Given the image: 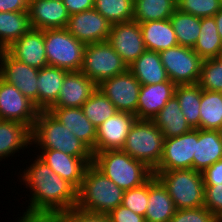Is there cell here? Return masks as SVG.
<instances>
[{
	"mask_svg": "<svg viewBox=\"0 0 222 222\" xmlns=\"http://www.w3.org/2000/svg\"><path fill=\"white\" fill-rule=\"evenodd\" d=\"M28 168L21 177L32 196L23 216L54 217L76 206L77 189L39 157Z\"/></svg>",
	"mask_w": 222,
	"mask_h": 222,
	"instance_id": "cell-1",
	"label": "cell"
},
{
	"mask_svg": "<svg viewBox=\"0 0 222 222\" xmlns=\"http://www.w3.org/2000/svg\"><path fill=\"white\" fill-rule=\"evenodd\" d=\"M124 190L107 178L92 163L85 170L77 190L76 207L89 212L108 214L122 205Z\"/></svg>",
	"mask_w": 222,
	"mask_h": 222,
	"instance_id": "cell-2",
	"label": "cell"
},
{
	"mask_svg": "<svg viewBox=\"0 0 222 222\" xmlns=\"http://www.w3.org/2000/svg\"><path fill=\"white\" fill-rule=\"evenodd\" d=\"M92 164L124 191L143 185L153 176L152 169L122 149L93 154Z\"/></svg>",
	"mask_w": 222,
	"mask_h": 222,
	"instance_id": "cell-3",
	"label": "cell"
},
{
	"mask_svg": "<svg viewBox=\"0 0 222 222\" xmlns=\"http://www.w3.org/2000/svg\"><path fill=\"white\" fill-rule=\"evenodd\" d=\"M33 142V143H32ZM31 144L75 157H93L92 150L48 110L39 111L31 129Z\"/></svg>",
	"mask_w": 222,
	"mask_h": 222,
	"instance_id": "cell-4",
	"label": "cell"
},
{
	"mask_svg": "<svg viewBox=\"0 0 222 222\" xmlns=\"http://www.w3.org/2000/svg\"><path fill=\"white\" fill-rule=\"evenodd\" d=\"M166 188L176 209L204 206L205 185L203 175L194 169L153 172Z\"/></svg>",
	"mask_w": 222,
	"mask_h": 222,
	"instance_id": "cell-5",
	"label": "cell"
},
{
	"mask_svg": "<svg viewBox=\"0 0 222 222\" xmlns=\"http://www.w3.org/2000/svg\"><path fill=\"white\" fill-rule=\"evenodd\" d=\"M164 139L152 120H136L129 130L122 150L154 170L163 155Z\"/></svg>",
	"mask_w": 222,
	"mask_h": 222,
	"instance_id": "cell-6",
	"label": "cell"
},
{
	"mask_svg": "<svg viewBox=\"0 0 222 222\" xmlns=\"http://www.w3.org/2000/svg\"><path fill=\"white\" fill-rule=\"evenodd\" d=\"M48 66L67 71H80L86 44L78 41L65 28L44 30Z\"/></svg>",
	"mask_w": 222,
	"mask_h": 222,
	"instance_id": "cell-7",
	"label": "cell"
},
{
	"mask_svg": "<svg viewBox=\"0 0 222 222\" xmlns=\"http://www.w3.org/2000/svg\"><path fill=\"white\" fill-rule=\"evenodd\" d=\"M127 70L128 66L108 41L86 44L80 71L96 85Z\"/></svg>",
	"mask_w": 222,
	"mask_h": 222,
	"instance_id": "cell-8",
	"label": "cell"
},
{
	"mask_svg": "<svg viewBox=\"0 0 222 222\" xmlns=\"http://www.w3.org/2000/svg\"><path fill=\"white\" fill-rule=\"evenodd\" d=\"M159 54L168 78L174 84L198 83L203 59L192 48L177 45Z\"/></svg>",
	"mask_w": 222,
	"mask_h": 222,
	"instance_id": "cell-9",
	"label": "cell"
},
{
	"mask_svg": "<svg viewBox=\"0 0 222 222\" xmlns=\"http://www.w3.org/2000/svg\"><path fill=\"white\" fill-rule=\"evenodd\" d=\"M97 88L113 103L117 111L128 112L137 117L141 84L129 69L102 81Z\"/></svg>",
	"mask_w": 222,
	"mask_h": 222,
	"instance_id": "cell-10",
	"label": "cell"
},
{
	"mask_svg": "<svg viewBox=\"0 0 222 222\" xmlns=\"http://www.w3.org/2000/svg\"><path fill=\"white\" fill-rule=\"evenodd\" d=\"M39 69L13 58L6 50H0V78L15 86L38 108Z\"/></svg>",
	"mask_w": 222,
	"mask_h": 222,
	"instance_id": "cell-11",
	"label": "cell"
},
{
	"mask_svg": "<svg viewBox=\"0 0 222 222\" xmlns=\"http://www.w3.org/2000/svg\"><path fill=\"white\" fill-rule=\"evenodd\" d=\"M198 129L180 136L164 139L163 155L153 172L193 169Z\"/></svg>",
	"mask_w": 222,
	"mask_h": 222,
	"instance_id": "cell-12",
	"label": "cell"
},
{
	"mask_svg": "<svg viewBox=\"0 0 222 222\" xmlns=\"http://www.w3.org/2000/svg\"><path fill=\"white\" fill-rule=\"evenodd\" d=\"M39 111L20 90L0 78V120L17 121L32 129Z\"/></svg>",
	"mask_w": 222,
	"mask_h": 222,
	"instance_id": "cell-13",
	"label": "cell"
},
{
	"mask_svg": "<svg viewBox=\"0 0 222 222\" xmlns=\"http://www.w3.org/2000/svg\"><path fill=\"white\" fill-rule=\"evenodd\" d=\"M112 24L94 8L72 14L65 29L85 44L107 41Z\"/></svg>",
	"mask_w": 222,
	"mask_h": 222,
	"instance_id": "cell-14",
	"label": "cell"
},
{
	"mask_svg": "<svg viewBox=\"0 0 222 222\" xmlns=\"http://www.w3.org/2000/svg\"><path fill=\"white\" fill-rule=\"evenodd\" d=\"M107 41L128 67L147 50L140 23L134 20L112 24Z\"/></svg>",
	"mask_w": 222,
	"mask_h": 222,
	"instance_id": "cell-15",
	"label": "cell"
},
{
	"mask_svg": "<svg viewBox=\"0 0 222 222\" xmlns=\"http://www.w3.org/2000/svg\"><path fill=\"white\" fill-rule=\"evenodd\" d=\"M137 120L134 114L116 112L96 128L95 154L106 150L122 149L132 125Z\"/></svg>",
	"mask_w": 222,
	"mask_h": 222,
	"instance_id": "cell-16",
	"label": "cell"
},
{
	"mask_svg": "<svg viewBox=\"0 0 222 222\" xmlns=\"http://www.w3.org/2000/svg\"><path fill=\"white\" fill-rule=\"evenodd\" d=\"M54 173L71 183L77 190L80 188L85 170L93 162V157H75L59 150L42 149L37 155Z\"/></svg>",
	"mask_w": 222,
	"mask_h": 222,
	"instance_id": "cell-17",
	"label": "cell"
},
{
	"mask_svg": "<svg viewBox=\"0 0 222 222\" xmlns=\"http://www.w3.org/2000/svg\"><path fill=\"white\" fill-rule=\"evenodd\" d=\"M13 58L30 67L41 69L48 66L45 52L44 30L31 28L5 49Z\"/></svg>",
	"mask_w": 222,
	"mask_h": 222,
	"instance_id": "cell-18",
	"label": "cell"
},
{
	"mask_svg": "<svg viewBox=\"0 0 222 222\" xmlns=\"http://www.w3.org/2000/svg\"><path fill=\"white\" fill-rule=\"evenodd\" d=\"M30 24L34 29L65 28L70 15L62 1L29 0Z\"/></svg>",
	"mask_w": 222,
	"mask_h": 222,
	"instance_id": "cell-19",
	"label": "cell"
},
{
	"mask_svg": "<svg viewBox=\"0 0 222 222\" xmlns=\"http://www.w3.org/2000/svg\"><path fill=\"white\" fill-rule=\"evenodd\" d=\"M97 89V85L81 71H69L64 79L57 101L51 107H82Z\"/></svg>",
	"mask_w": 222,
	"mask_h": 222,
	"instance_id": "cell-20",
	"label": "cell"
},
{
	"mask_svg": "<svg viewBox=\"0 0 222 222\" xmlns=\"http://www.w3.org/2000/svg\"><path fill=\"white\" fill-rule=\"evenodd\" d=\"M176 86L170 80L157 84L141 85L137 120H152L175 95Z\"/></svg>",
	"mask_w": 222,
	"mask_h": 222,
	"instance_id": "cell-21",
	"label": "cell"
},
{
	"mask_svg": "<svg viewBox=\"0 0 222 222\" xmlns=\"http://www.w3.org/2000/svg\"><path fill=\"white\" fill-rule=\"evenodd\" d=\"M48 111L95 154L96 127L86 118L81 107H50Z\"/></svg>",
	"mask_w": 222,
	"mask_h": 222,
	"instance_id": "cell-22",
	"label": "cell"
},
{
	"mask_svg": "<svg viewBox=\"0 0 222 222\" xmlns=\"http://www.w3.org/2000/svg\"><path fill=\"white\" fill-rule=\"evenodd\" d=\"M176 212V207L166 188L153 175L148 180V206L145 222H169Z\"/></svg>",
	"mask_w": 222,
	"mask_h": 222,
	"instance_id": "cell-23",
	"label": "cell"
},
{
	"mask_svg": "<svg viewBox=\"0 0 222 222\" xmlns=\"http://www.w3.org/2000/svg\"><path fill=\"white\" fill-rule=\"evenodd\" d=\"M193 169L203 172L222 159V131L198 129Z\"/></svg>",
	"mask_w": 222,
	"mask_h": 222,
	"instance_id": "cell-24",
	"label": "cell"
},
{
	"mask_svg": "<svg viewBox=\"0 0 222 222\" xmlns=\"http://www.w3.org/2000/svg\"><path fill=\"white\" fill-rule=\"evenodd\" d=\"M128 69L141 85L157 84L169 80L160 54L156 51L146 50L130 64Z\"/></svg>",
	"mask_w": 222,
	"mask_h": 222,
	"instance_id": "cell-25",
	"label": "cell"
},
{
	"mask_svg": "<svg viewBox=\"0 0 222 222\" xmlns=\"http://www.w3.org/2000/svg\"><path fill=\"white\" fill-rule=\"evenodd\" d=\"M152 121L160 129L165 139L180 136L192 130L182 113L179 101L175 95Z\"/></svg>",
	"mask_w": 222,
	"mask_h": 222,
	"instance_id": "cell-26",
	"label": "cell"
},
{
	"mask_svg": "<svg viewBox=\"0 0 222 222\" xmlns=\"http://www.w3.org/2000/svg\"><path fill=\"white\" fill-rule=\"evenodd\" d=\"M147 50L161 52L178 45L170 19L140 23Z\"/></svg>",
	"mask_w": 222,
	"mask_h": 222,
	"instance_id": "cell-27",
	"label": "cell"
},
{
	"mask_svg": "<svg viewBox=\"0 0 222 222\" xmlns=\"http://www.w3.org/2000/svg\"><path fill=\"white\" fill-rule=\"evenodd\" d=\"M69 71L46 66L38 72V109L48 110L58 99L65 75Z\"/></svg>",
	"mask_w": 222,
	"mask_h": 222,
	"instance_id": "cell-28",
	"label": "cell"
},
{
	"mask_svg": "<svg viewBox=\"0 0 222 222\" xmlns=\"http://www.w3.org/2000/svg\"><path fill=\"white\" fill-rule=\"evenodd\" d=\"M31 28L28 11L0 12V50L7 49Z\"/></svg>",
	"mask_w": 222,
	"mask_h": 222,
	"instance_id": "cell-29",
	"label": "cell"
},
{
	"mask_svg": "<svg viewBox=\"0 0 222 222\" xmlns=\"http://www.w3.org/2000/svg\"><path fill=\"white\" fill-rule=\"evenodd\" d=\"M222 46L214 17L200 18V34L193 50L203 59L217 58Z\"/></svg>",
	"mask_w": 222,
	"mask_h": 222,
	"instance_id": "cell-30",
	"label": "cell"
},
{
	"mask_svg": "<svg viewBox=\"0 0 222 222\" xmlns=\"http://www.w3.org/2000/svg\"><path fill=\"white\" fill-rule=\"evenodd\" d=\"M199 129L222 131V92L201 89Z\"/></svg>",
	"mask_w": 222,
	"mask_h": 222,
	"instance_id": "cell-31",
	"label": "cell"
},
{
	"mask_svg": "<svg viewBox=\"0 0 222 222\" xmlns=\"http://www.w3.org/2000/svg\"><path fill=\"white\" fill-rule=\"evenodd\" d=\"M177 9V0H134L133 20L145 23L169 19Z\"/></svg>",
	"mask_w": 222,
	"mask_h": 222,
	"instance_id": "cell-32",
	"label": "cell"
},
{
	"mask_svg": "<svg viewBox=\"0 0 222 222\" xmlns=\"http://www.w3.org/2000/svg\"><path fill=\"white\" fill-rule=\"evenodd\" d=\"M175 96L187 123L192 129H199L201 88L198 84L177 85Z\"/></svg>",
	"mask_w": 222,
	"mask_h": 222,
	"instance_id": "cell-33",
	"label": "cell"
},
{
	"mask_svg": "<svg viewBox=\"0 0 222 222\" xmlns=\"http://www.w3.org/2000/svg\"><path fill=\"white\" fill-rule=\"evenodd\" d=\"M169 19L178 45L193 49L200 34V17L176 9Z\"/></svg>",
	"mask_w": 222,
	"mask_h": 222,
	"instance_id": "cell-34",
	"label": "cell"
},
{
	"mask_svg": "<svg viewBox=\"0 0 222 222\" xmlns=\"http://www.w3.org/2000/svg\"><path fill=\"white\" fill-rule=\"evenodd\" d=\"M81 108L86 118L96 128L118 112L113 103L98 88Z\"/></svg>",
	"mask_w": 222,
	"mask_h": 222,
	"instance_id": "cell-35",
	"label": "cell"
},
{
	"mask_svg": "<svg viewBox=\"0 0 222 222\" xmlns=\"http://www.w3.org/2000/svg\"><path fill=\"white\" fill-rule=\"evenodd\" d=\"M97 10L111 24L133 20L134 0H94Z\"/></svg>",
	"mask_w": 222,
	"mask_h": 222,
	"instance_id": "cell-36",
	"label": "cell"
},
{
	"mask_svg": "<svg viewBox=\"0 0 222 222\" xmlns=\"http://www.w3.org/2000/svg\"><path fill=\"white\" fill-rule=\"evenodd\" d=\"M197 84L202 90L222 92V61L218 58L203 60Z\"/></svg>",
	"mask_w": 222,
	"mask_h": 222,
	"instance_id": "cell-37",
	"label": "cell"
},
{
	"mask_svg": "<svg viewBox=\"0 0 222 222\" xmlns=\"http://www.w3.org/2000/svg\"><path fill=\"white\" fill-rule=\"evenodd\" d=\"M177 9L196 17H213L220 9V0H177Z\"/></svg>",
	"mask_w": 222,
	"mask_h": 222,
	"instance_id": "cell-38",
	"label": "cell"
},
{
	"mask_svg": "<svg viewBox=\"0 0 222 222\" xmlns=\"http://www.w3.org/2000/svg\"><path fill=\"white\" fill-rule=\"evenodd\" d=\"M122 205L144 217L148 206V181L139 187L125 190Z\"/></svg>",
	"mask_w": 222,
	"mask_h": 222,
	"instance_id": "cell-39",
	"label": "cell"
},
{
	"mask_svg": "<svg viewBox=\"0 0 222 222\" xmlns=\"http://www.w3.org/2000/svg\"><path fill=\"white\" fill-rule=\"evenodd\" d=\"M54 217L58 222H110L107 214L85 211L76 206Z\"/></svg>",
	"mask_w": 222,
	"mask_h": 222,
	"instance_id": "cell-40",
	"label": "cell"
},
{
	"mask_svg": "<svg viewBox=\"0 0 222 222\" xmlns=\"http://www.w3.org/2000/svg\"><path fill=\"white\" fill-rule=\"evenodd\" d=\"M169 222H221L207 208L176 209Z\"/></svg>",
	"mask_w": 222,
	"mask_h": 222,
	"instance_id": "cell-41",
	"label": "cell"
},
{
	"mask_svg": "<svg viewBox=\"0 0 222 222\" xmlns=\"http://www.w3.org/2000/svg\"><path fill=\"white\" fill-rule=\"evenodd\" d=\"M204 207L222 222V184L205 185Z\"/></svg>",
	"mask_w": 222,
	"mask_h": 222,
	"instance_id": "cell-42",
	"label": "cell"
},
{
	"mask_svg": "<svg viewBox=\"0 0 222 222\" xmlns=\"http://www.w3.org/2000/svg\"><path fill=\"white\" fill-rule=\"evenodd\" d=\"M110 222H145L143 216L134 213L130 209L119 205L108 214Z\"/></svg>",
	"mask_w": 222,
	"mask_h": 222,
	"instance_id": "cell-43",
	"label": "cell"
},
{
	"mask_svg": "<svg viewBox=\"0 0 222 222\" xmlns=\"http://www.w3.org/2000/svg\"><path fill=\"white\" fill-rule=\"evenodd\" d=\"M204 185L222 184V159L202 172Z\"/></svg>",
	"mask_w": 222,
	"mask_h": 222,
	"instance_id": "cell-44",
	"label": "cell"
},
{
	"mask_svg": "<svg viewBox=\"0 0 222 222\" xmlns=\"http://www.w3.org/2000/svg\"><path fill=\"white\" fill-rule=\"evenodd\" d=\"M69 15L94 8V0H63Z\"/></svg>",
	"mask_w": 222,
	"mask_h": 222,
	"instance_id": "cell-45",
	"label": "cell"
},
{
	"mask_svg": "<svg viewBox=\"0 0 222 222\" xmlns=\"http://www.w3.org/2000/svg\"><path fill=\"white\" fill-rule=\"evenodd\" d=\"M29 0H0V12L28 11Z\"/></svg>",
	"mask_w": 222,
	"mask_h": 222,
	"instance_id": "cell-46",
	"label": "cell"
},
{
	"mask_svg": "<svg viewBox=\"0 0 222 222\" xmlns=\"http://www.w3.org/2000/svg\"><path fill=\"white\" fill-rule=\"evenodd\" d=\"M18 222H58L55 217L23 216Z\"/></svg>",
	"mask_w": 222,
	"mask_h": 222,
	"instance_id": "cell-47",
	"label": "cell"
},
{
	"mask_svg": "<svg viewBox=\"0 0 222 222\" xmlns=\"http://www.w3.org/2000/svg\"><path fill=\"white\" fill-rule=\"evenodd\" d=\"M213 17L216 22L218 33L222 39V8Z\"/></svg>",
	"mask_w": 222,
	"mask_h": 222,
	"instance_id": "cell-48",
	"label": "cell"
},
{
	"mask_svg": "<svg viewBox=\"0 0 222 222\" xmlns=\"http://www.w3.org/2000/svg\"><path fill=\"white\" fill-rule=\"evenodd\" d=\"M217 58L222 61V46L220 48V52H219V55L217 56Z\"/></svg>",
	"mask_w": 222,
	"mask_h": 222,
	"instance_id": "cell-49",
	"label": "cell"
}]
</instances>
